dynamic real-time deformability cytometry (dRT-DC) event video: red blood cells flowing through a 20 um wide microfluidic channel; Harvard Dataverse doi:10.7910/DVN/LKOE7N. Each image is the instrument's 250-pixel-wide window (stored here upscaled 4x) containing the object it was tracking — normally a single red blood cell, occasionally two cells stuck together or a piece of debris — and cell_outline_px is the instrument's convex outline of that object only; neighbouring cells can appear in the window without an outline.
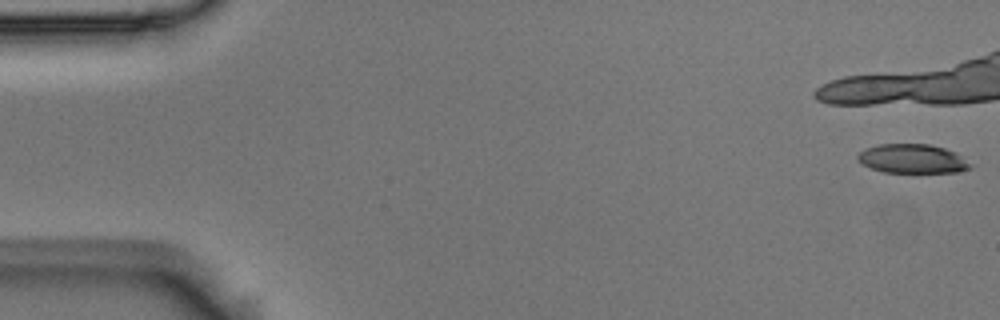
{"species": "Egyptian fruit bat (a non-hibernating species)", "species_latin": "Rousettus aegyptiacus", "temperature_condition": "room temperature", "stored_images_in_passage": 14, "camera_frame_rate_fps": 3000, "um_per_image_px": 0.085, "animal": {"sex": "male"}, "frame": {"image": 1, "passage_image": 1, "time_ms": 0.0, "image_size_px": [1000, 320], "cell_outline_px": [[968, 168], [956, 172], [884, 172], [872, 168], [864, 164], [856, 156], [860, 152], [868, 148], [880, 144], [928, 144], [944, 148], [956, 152], [968, 164]], "centroid_in_image_um": [77.52, 13.48], "position_along_channel_um": 7.5, "area_um2": 18.5}}